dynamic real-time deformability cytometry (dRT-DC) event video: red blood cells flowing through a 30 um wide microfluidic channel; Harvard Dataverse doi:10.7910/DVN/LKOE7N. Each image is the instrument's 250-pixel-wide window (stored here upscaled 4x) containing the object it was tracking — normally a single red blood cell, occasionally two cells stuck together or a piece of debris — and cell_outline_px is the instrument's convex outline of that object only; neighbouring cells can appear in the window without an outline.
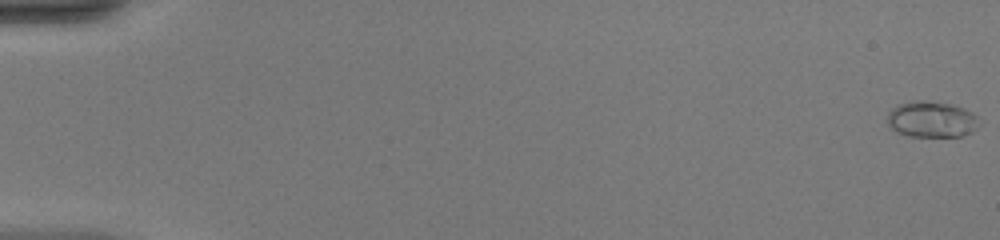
{"species": "common noctule bat (a hibernating species)", "species_latin": "Nyctalus noctula", "temperature_condition": "warm", "stored_images_in_passage": 51, "camera_frame_rate_fps": 3000, "um_per_image_px": 0.085, "animal": {"sex": "female", "body_mass_g": 20.0, "forearm_length_mm": 54.0}, "frame": {"image": 1, "passage_image": 1, "time_ms": 0.0, "image_size_px": [1000, 240], "cell_outline_px": [[984, 120], [972, 132], [960, 136], [908, 136], [896, 132], [888, 124], [888, 112], [896, 104], [912, 100], [928, 100], [952, 104], [964, 108], [972, 112]], "centroid_in_image_um": [79.22, 10.12], "position_along_channel_um": 5.8, "area_um2": 19.77}}
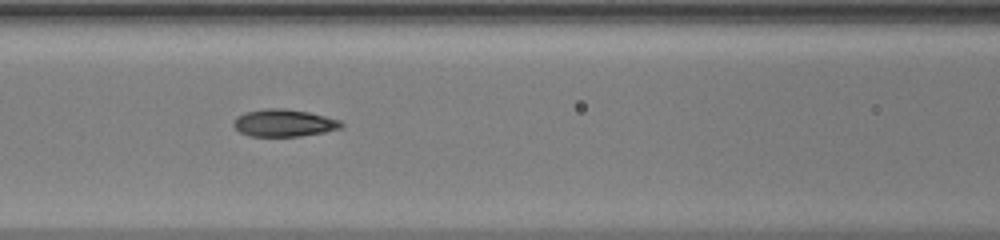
{"frame": {"image": 2, "passage_image": 24, "time_ms": 7.667, "image_size_px": [1000, 240], "cell_outline_px": [[344, 128], [324, 132], [300, 136], [248, 136], [240, 132], [232, 124], [232, 120], [236, 116], [244, 112], [264, 108], [284, 108], [308, 112], [340, 120], [344, 124]], "centroid_in_image_um": [24.11, 10.45], "position_along_channel_um": 142.5, "area_um2": 17.34}}
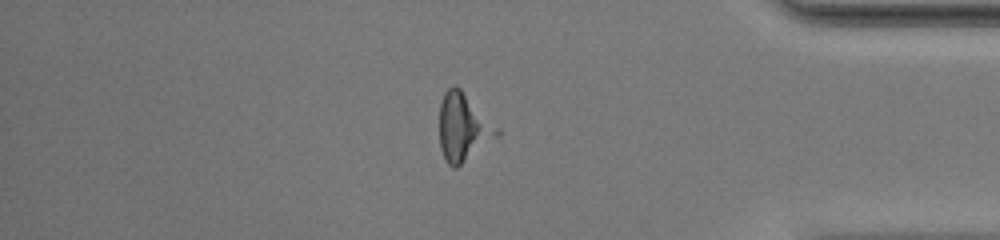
{"frame": {"image": 3, "passage_image": 44, "time_ms": 14.333, "image_size_px": [1000, 240], "cell_outline_px": [[500, 136], [456, 168], [452, 168], [448, 164], [440, 148], [440, 104], [444, 92], [452, 84], [456, 84], [500, 128]], "centroid_in_image_um": [39.4, 10.81], "position_along_channel_um": 395.8, "area_um2": 22.95}}